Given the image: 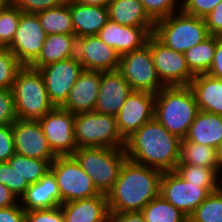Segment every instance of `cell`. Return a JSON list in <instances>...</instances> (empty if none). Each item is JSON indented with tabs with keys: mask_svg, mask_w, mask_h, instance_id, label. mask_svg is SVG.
<instances>
[{
	"mask_svg": "<svg viewBox=\"0 0 222 222\" xmlns=\"http://www.w3.org/2000/svg\"><path fill=\"white\" fill-rule=\"evenodd\" d=\"M181 140L154 118L126 139L124 149L128 160L169 172L179 163Z\"/></svg>",
	"mask_w": 222,
	"mask_h": 222,
	"instance_id": "1",
	"label": "cell"
},
{
	"mask_svg": "<svg viewBox=\"0 0 222 222\" xmlns=\"http://www.w3.org/2000/svg\"><path fill=\"white\" fill-rule=\"evenodd\" d=\"M163 172L126 160L113 188L106 194L109 212L141 211L160 195Z\"/></svg>",
	"mask_w": 222,
	"mask_h": 222,
	"instance_id": "2",
	"label": "cell"
},
{
	"mask_svg": "<svg viewBox=\"0 0 222 222\" xmlns=\"http://www.w3.org/2000/svg\"><path fill=\"white\" fill-rule=\"evenodd\" d=\"M198 112L189 86H165L155 94L154 118L180 139H184Z\"/></svg>",
	"mask_w": 222,
	"mask_h": 222,
	"instance_id": "3",
	"label": "cell"
},
{
	"mask_svg": "<svg viewBox=\"0 0 222 222\" xmlns=\"http://www.w3.org/2000/svg\"><path fill=\"white\" fill-rule=\"evenodd\" d=\"M11 92L20 120L38 121L55 107L48 97L43 76L31 66L18 70Z\"/></svg>",
	"mask_w": 222,
	"mask_h": 222,
	"instance_id": "4",
	"label": "cell"
},
{
	"mask_svg": "<svg viewBox=\"0 0 222 222\" xmlns=\"http://www.w3.org/2000/svg\"><path fill=\"white\" fill-rule=\"evenodd\" d=\"M73 156L96 188L104 194L113 188L121 167L127 160L125 149L107 147L77 148Z\"/></svg>",
	"mask_w": 222,
	"mask_h": 222,
	"instance_id": "5",
	"label": "cell"
},
{
	"mask_svg": "<svg viewBox=\"0 0 222 222\" xmlns=\"http://www.w3.org/2000/svg\"><path fill=\"white\" fill-rule=\"evenodd\" d=\"M153 34L166 46L181 53L210 36L205 19L182 11L156 21Z\"/></svg>",
	"mask_w": 222,
	"mask_h": 222,
	"instance_id": "6",
	"label": "cell"
},
{
	"mask_svg": "<svg viewBox=\"0 0 222 222\" xmlns=\"http://www.w3.org/2000/svg\"><path fill=\"white\" fill-rule=\"evenodd\" d=\"M74 138L77 148L124 149L126 144V140L119 133L116 116L94 111L75 114Z\"/></svg>",
	"mask_w": 222,
	"mask_h": 222,
	"instance_id": "7",
	"label": "cell"
},
{
	"mask_svg": "<svg viewBox=\"0 0 222 222\" xmlns=\"http://www.w3.org/2000/svg\"><path fill=\"white\" fill-rule=\"evenodd\" d=\"M50 171L56 178L61 204L101 194L73 155L57 156Z\"/></svg>",
	"mask_w": 222,
	"mask_h": 222,
	"instance_id": "8",
	"label": "cell"
},
{
	"mask_svg": "<svg viewBox=\"0 0 222 222\" xmlns=\"http://www.w3.org/2000/svg\"><path fill=\"white\" fill-rule=\"evenodd\" d=\"M133 91L158 93L165 85L161 82L151 55L150 36L142 48L120 56L117 69Z\"/></svg>",
	"mask_w": 222,
	"mask_h": 222,
	"instance_id": "9",
	"label": "cell"
},
{
	"mask_svg": "<svg viewBox=\"0 0 222 222\" xmlns=\"http://www.w3.org/2000/svg\"><path fill=\"white\" fill-rule=\"evenodd\" d=\"M150 49L156 72L165 86H189L195 75L190 71L184 53L169 48L153 33Z\"/></svg>",
	"mask_w": 222,
	"mask_h": 222,
	"instance_id": "10",
	"label": "cell"
},
{
	"mask_svg": "<svg viewBox=\"0 0 222 222\" xmlns=\"http://www.w3.org/2000/svg\"><path fill=\"white\" fill-rule=\"evenodd\" d=\"M74 121L75 114L56 106L38 120L48 145L56 156L73 155L77 150Z\"/></svg>",
	"mask_w": 222,
	"mask_h": 222,
	"instance_id": "11",
	"label": "cell"
},
{
	"mask_svg": "<svg viewBox=\"0 0 222 222\" xmlns=\"http://www.w3.org/2000/svg\"><path fill=\"white\" fill-rule=\"evenodd\" d=\"M46 36L36 14L22 13L14 39L7 48L22 66H31L37 60Z\"/></svg>",
	"mask_w": 222,
	"mask_h": 222,
	"instance_id": "12",
	"label": "cell"
},
{
	"mask_svg": "<svg viewBox=\"0 0 222 222\" xmlns=\"http://www.w3.org/2000/svg\"><path fill=\"white\" fill-rule=\"evenodd\" d=\"M209 194L201 184L182 179L174 170L162 174L160 195L188 217Z\"/></svg>",
	"mask_w": 222,
	"mask_h": 222,
	"instance_id": "13",
	"label": "cell"
},
{
	"mask_svg": "<svg viewBox=\"0 0 222 222\" xmlns=\"http://www.w3.org/2000/svg\"><path fill=\"white\" fill-rule=\"evenodd\" d=\"M38 70L44 78L50 101L54 106L60 107L84 69L75 57H70L45 65Z\"/></svg>",
	"mask_w": 222,
	"mask_h": 222,
	"instance_id": "14",
	"label": "cell"
},
{
	"mask_svg": "<svg viewBox=\"0 0 222 222\" xmlns=\"http://www.w3.org/2000/svg\"><path fill=\"white\" fill-rule=\"evenodd\" d=\"M155 94L133 91L116 115L117 127L126 140L146 122L154 119Z\"/></svg>",
	"mask_w": 222,
	"mask_h": 222,
	"instance_id": "15",
	"label": "cell"
},
{
	"mask_svg": "<svg viewBox=\"0 0 222 222\" xmlns=\"http://www.w3.org/2000/svg\"><path fill=\"white\" fill-rule=\"evenodd\" d=\"M15 153L34 159L55 160L38 121L17 119L12 124Z\"/></svg>",
	"mask_w": 222,
	"mask_h": 222,
	"instance_id": "16",
	"label": "cell"
},
{
	"mask_svg": "<svg viewBox=\"0 0 222 222\" xmlns=\"http://www.w3.org/2000/svg\"><path fill=\"white\" fill-rule=\"evenodd\" d=\"M85 70L113 71L119 66L120 55L97 35L78 37L74 56Z\"/></svg>",
	"mask_w": 222,
	"mask_h": 222,
	"instance_id": "17",
	"label": "cell"
},
{
	"mask_svg": "<svg viewBox=\"0 0 222 222\" xmlns=\"http://www.w3.org/2000/svg\"><path fill=\"white\" fill-rule=\"evenodd\" d=\"M154 27L124 26L109 20L97 36L121 56L147 44Z\"/></svg>",
	"mask_w": 222,
	"mask_h": 222,
	"instance_id": "18",
	"label": "cell"
},
{
	"mask_svg": "<svg viewBox=\"0 0 222 222\" xmlns=\"http://www.w3.org/2000/svg\"><path fill=\"white\" fill-rule=\"evenodd\" d=\"M133 92L118 70L101 72V83L94 112L116 116Z\"/></svg>",
	"mask_w": 222,
	"mask_h": 222,
	"instance_id": "19",
	"label": "cell"
},
{
	"mask_svg": "<svg viewBox=\"0 0 222 222\" xmlns=\"http://www.w3.org/2000/svg\"><path fill=\"white\" fill-rule=\"evenodd\" d=\"M101 83V72L83 70L60 106L72 114L94 111Z\"/></svg>",
	"mask_w": 222,
	"mask_h": 222,
	"instance_id": "20",
	"label": "cell"
},
{
	"mask_svg": "<svg viewBox=\"0 0 222 222\" xmlns=\"http://www.w3.org/2000/svg\"><path fill=\"white\" fill-rule=\"evenodd\" d=\"M19 203L25 211L59 207L61 195L54 174L49 170L39 181L30 184Z\"/></svg>",
	"mask_w": 222,
	"mask_h": 222,
	"instance_id": "21",
	"label": "cell"
},
{
	"mask_svg": "<svg viewBox=\"0 0 222 222\" xmlns=\"http://www.w3.org/2000/svg\"><path fill=\"white\" fill-rule=\"evenodd\" d=\"M65 222H108L107 195L65 202L60 205Z\"/></svg>",
	"mask_w": 222,
	"mask_h": 222,
	"instance_id": "22",
	"label": "cell"
},
{
	"mask_svg": "<svg viewBox=\"0 0 222 222\" xmlns=\"http://www.w3.org/2000/svg\"><path fill=\"white\" fill-rule=\"evenodd\" d=\"M76 37L97 35L109 21L107 6H87L68 0Z\"/></svg>",
	"mask_w": 222,
	"mask_h": 222,
	"instance_id": "23",
	"label": "cell"
},
{
	"mask_svg": "<svg viewBox=\"0 0 222 222\" xmlns=\"http://www.w3.org/2000/svg\"><path fill=\"white\" fill-rule=\"evenodd\" d=\"M181 142H194L216 149L222 142V116L199 111Z\"/></svg>",
	"mask_w": 222,
	"mask_h": 222,
	"instance_id": "24",
	"label": "cell"
},
{
	"mask_svg": "<svg viewBox=\"0 0 222 222\" xmlns=\"http://www.w3.org/2000/svg\"><path fill=\"white\" fill-rule=\"evenodd\" d=\"M199 111H207L222 116V79L209 74L195 75L189 84Z\"/></svg>",
	"mask_w": 222,
	"mask_h": 222,
	"instance_id": "25",
	"label": "cell"
},
{
	"mask_svg": "<svg viewBox=\"0 0 222 222\" xmlns=\"http://www.w3.org/2000/svg\"><path fill=\"white\" fill-rule=\"evenodd\" d=\"M109 20L124 26L155 27L140 0H110Z\"/></svg>",
	"mask_w": 222,
	"mask_h": 222,
	"instance_id": "26",
	"label": "cell"
},
{
	"mask_svg": "<svg viewBox=\"0 0 222 222\" xmlns=\"http://www.w3.org/2000/svg\"><path fill=\"white\" fill-rule=\"evenodd\" d=\"M75 34H51L47 35L37 60L31 65L39 69L53 62L75 56Z\"/></svg>",
	"mask_w": 222,
	"mask_h": 222,
	"instance_id": "27",
	"label": "cell"
},
{
	"mask_svg": "<svg viewBox=\"0 0 222 222\" xmlns=\"http://www.w3.org/2000/svg\"><path fill=\"white\" fill-rule=\"evenodd\" d=\"M35 14L47 35L75 34L68 1L61 6L42 10Z\"/></svg>",
	"mask_w": 222,
	"mask_h": 222,
	"instance_id": "28",
	"label": "cell"
},
{
	"mask_svg": "<svg viewBox=\"0 0 222 222\" xmlns=\"http://www.w3.org/2000/svg\"><path fill=\"white\" fill-rule=\"evenodd\" d=\"M217 36L210 35L204 41L184 52L190 71L194 75L208 73L216 50Z\"/></svg>",
	"mask_w": 222,
	"mask_h": 222,
	"instance_id": "29",
	"label": "cell"
},
{
	"mask_svg": "<svg viewBox=\"0 0 222 222\" xmlns=\"http://www.w3.org/2000/svg\"><path fill=\"white\" fill-rule=\"evenodd\" d=\"M177 165H196L213 168L218 173L216 149L194 142H181Z\"/></svg>",
	"mask_w": 222,
	"mask_h": 222,
	"instance_id": "30",
	"label": "cell"
},
{
	"mask_svg": "<svg viewBox=\"0 0 222 222\" xmlns=\"http://www.w3.org/2000/svg\"><path fill=\"white\" fill-rule=\"evenodd\" d=\"M141 213L146 222H188V216L161 195L151 200Z\"/></svg>",
	"mask_w": 222,
	"mask_h": 222,
	"instance_id": "31",
	"label": "cell"
},
{
	"mask_svg": "<svg viewBox=\"0 0 222 222\" xmlns=\"http://www.w3.org/2000/svg\"><path fill=\"white\" fill-rule=\"evenodd\" d=\"M174 171L188 182L201 184V187L205 188L209 193L217 191L222 186V179H220L222 177L213 168L196 165H177Z\"/></svg>",
	"mask_w": 222,
	"mask_h": 222,
	"instance_id": "32",
	"label": "cell"
},
{
	"mask_svg": "<svg viewBox=\"0 0 222 222\" xmlns=\"http://www.w3.org/2000/svg\"><path fill=\"white\" fill-rule=\"evenodd\" d=\"M53 161L28 158L15 153L8 163L30 185L39 181L50 170Z\"/></svg>",
	"mask_w": 222,
	"mask_h": 222,
	"instance_id": "33",
	"label": "cell"
},
{
	"mask_svg": "<svg viewBox=\"0 0 222 222\" xmlns=\"http://www.w3.org/2000/svg\"><path fill=\"white\" fill-rule=\"evenodd\" d=\"M188 222H222V186L208 195L188 217Z\"/></svg>",
	"mask_w": 222,
	"mask_h": 222,
	"instance_id": "34",
	"label": "cell"
},
{
	"mask_svg": "<svg viewBox=\"0 0 222 222\" xmlns=\"http://www.w3.org/2000/svg\"><path fill=\"white\" fill-rule=\"evenodd\" d=\"M23 12L10 5L0 13V47H8L14 39Z\"/></svg>",
	"mask_w": 222,
	"mask_h": 222,
	"instance_id": "35",
	"label": "cell"
},
{
	"mask_svg": "<svg viewBox=\"0 0 222 222\" xmlns=\"http://www.w3.org/2000/svg\"><path fill=\"white\" fill-rule=\"evenodd\" d=\"M21 67L17 57L7 47H0V89H11Z\"/></svg>",
	"mask_w": 222,
	"mask_h": 222,
	"instance_id": "36",
	"label": "cell"
},
{
	"mask_svg": "<svg viewBox=\"0 0 222 222\" xmlns=\"http://www.w3.org/2000/svg\"><path fill=\"white\" fill-rule=\"evenodd\" d=\"M140 2L154 22L181 11L180 0H140Z\"/></svg>",
	"mask_w": 222,
	"mask_h": 222,
	"instance_id": "37",
	"label": "cell"
},
{
	"mask_svg": "<svg viewBox=\"0 0 222 222\" xmlns=\"http://www.w3.org/2000/svg\"><path fill=\"white\" fill-rule=\"evenodd\" d=\"M0 183L6 185L18 199L29 187L28 182L22 179L16 169L10 166L8 162H0Z\"/></svg>",
	"mask_w": 222,
	"mask_h": 222,
	"instance_id": "38",
	"label": "cell"
},
{
	"mask_svg": "<svg viewBox=\"0 0 222 222\" xmlns=\"http://www.w3.org/2000/svg\"><path fill=\"white\" fill-rule=\"evenodd\" d=\"M181 11L187 15L205 18L222 0H181Z\"/></svg>",
	"mask_w": 222,
	"mask_h": 222,
	"instance_id": "39",
	"label": "cell"
},
{
	"mask_svg": "<svg viewBox=\"0 0 222 222\" xmlns=\"http://www.w3.org/2000/svg\"><path fill=\"white\" fill-rule=\"evenodd\" d=\"M17 119L11 89H0V125L13 124Z\"/></svg>",
	"mask_w": 222,
	"mask_h": 222,
	"instance_id": "40",
	"label": "cell"
},
{
	"mask_svg": "<svg viewBox=\"0 0 222 222\" xmlns=\"http://www.w3.org/2000/svg\"><path fill=\"white\" fill-rule=\"evenodd\" d=\"M68 0H12V5L23 13H37L67 3Z\"/></svg>",
	"mask_w": 222,
	"mask_h": 222,
	"instance_id": "41",
	"label": "cell"
},
{
	"mask_svg": "<svg viewBox=\"0 0 222 222\" xmlns=\"http://www.w3.org/2000/svg\"><path fill=\"white\" fill-rule=\"evenodd\" d=\"M14 154L12 124L0 125V162H8Z\"/></svg>",
	"mask_w": 222,
	"mask_h": 222,
	"instance_id": "42",
	"label": "cell"
},
{
	"mask_svg": "<svg viewBox=\"0 0 222 222\" xmlns=\"http://www.w3.org/2000/svg\"><path fill=\"white\" fill-rule=\"evenodd\" d=\"M26 222H65L63 212L59 207L26 211Z\"/></svg>",
	"mask_w": 222,
	"mask_h": 222,
	"instance_id": "43",
	"label": "cell"
},
{
	"mask_svg": "<svg viewBox=\"0 0 222 222\" xmlns=\"http://www.w3.org/2000/svg\"><path fill=\"white\" fill-rule=\"evenodd\" d=\"M204 19L210 35L222 37V1Z\"/></svg>",
	"mask_w": 222,
	"mask_h": 222,
	"instance_id": "44",
	"label": "cell"
},
{
	"mask_svg": "<svg viewBox=\"0 0 222 222\" xmlns=\"http://www.w3.org/2000/svg\"><path fill=\"white\" fill-rule=\"evenodd\" d=\"M0 222H26V211L20 203L0 209Z\"/></svg>",
	"mask_w": 222,
	"mask_h": 222,
	"instance_id": "45",
	"label": "cell"
},
{
	"mask_svg": "<svg viewBox=\"0 0 222 222\" xmlns=\"http://www.w3.org/2000/svg\"><path fill=\"white\" fill-rule=\"evenodd\" d=\"M108 222H146L141 211L109 212Z\"/></svg>",
	"mask_w": 222,
	"mask_h": 222,
	"instance_id": "46",
	"label": "cell"
},
{
	"mask_svg": "<svg viewBox=\"0 0 222 222\" xmlns=\"http://www.w3.org/2000/svg\"><path fill=\"white\" fill-rule=\"evenodd\" d=\"M207 74L212 77L222 79V37L217 36L215 54Z\"/></svg>",
	"mask_w": 222,
	"mask_h": 222,
	"instance_id": "47",
	"label": "cell"
},
{
	"mask_svg": "<svg viewBox=\"0 0 222 222\" xmlns=\"http://www.w3.org/2000/svg\"><path fill=\"white\" fill-rule=\"evenodd\" d=\"M19 203L17 196L6 185L0 183V209Z\"/></svg>",
	"mask_w": 222,
	"mask_h": 222,
	"instance_id": "48",
	"label": "cell"
},
{
	"mask_svg": "<svg viewBox=\"0 0 222 222\" xmlns=\"http://www.w3.org/2000/svg\"><path fill=\"white\" fill-rule=\"evenodd\" d=\"M74 2L87 6H108L110 0H73Z\"/></svg>",
	"mask_w": 222,
	"mask_h": 222,
	"instance_id": "49",
	"label": "cell"
},
{
	"mask_svg": "<svg viewBox=\"0 0 222 222\" xmlns=\"http://www.w3.org/2000/svg\"><path fill=\"white\" fill-rule=\"evenodd\" d=\"M216 159L218 164V174L220 175L222 174L220 173V171L222 172V142L216 148Z\"/></svg>",
	"mask_w": 222,
	"mask_h": 222,
	"instance_id": "50",
	"label": "cell"
},
{
	"mask_svg": "<svg viewBox=\"0 0 222 222\" xmlns=\"http://www.w3.org/2000/svg\"><path fill=\"white\" fill-rule=\"evenodd\" d=\"M12 4V0H0V9H6Z\"/></svg>",
	"mask_w": 222,
	"mask_h": 222,
	"instance_id": "51",
	"label": "cell"
}]
</instances>
